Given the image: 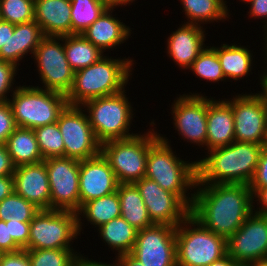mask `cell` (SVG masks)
<instances>
[{
	"label": "cell",
	"mask_w": 267,
	"mask_h": 266,
	"mask_svg": "<svg viewBox=\"0 0 267 266\" xmlns=\"http://www.w3.org/2000/svg\"><path fill=\"white\" fill-rule=\"evenodd\" d=\"M195 190L190 214L226 240L253 213L255 200L250 185L196 184Z\"/></svg>",
	"instance_id": "obj_1"
},
{
	"label": "cell",
	"mask_w": 267,
	"mask_h": 266,
	"mask_svg": "<svg viewBox=\"0 0 267 266\" xmlns=\"http://www.w3.org/2000/svg\"><path fill=\"white\" fill-rule=\"evenodd\" d=\"M264 145L234 141L197 161L196 184H245L254 178ZM210 152V153H209Z\"/></svg>",
	"instance_id": "obj_2"
},
{
	"label": "cell",
	"mask_w": 267,
	"mask_h": 266,
	"mask_svg": "<svg viewBox=\"0 0 267 266\" xmlns=\"http://www.w3.org/2000/svg\"><path fill=\"white\" fill-rule=\"evenodd\" d=\"M133 64V59L103 56L92 65L76 71L73 85L66 95L68 104L81 106L88 100L125 90Z\"/></svg>",
	"instance_id": "obj_3"
},
{
	"label": "cell",
	"mask_w": 267,
	"mask_h": 266,
	"mask_svg": "<svg viewBox=\"0 0 267 266\" xmlns=\"http://www.w3.org/2000/svg\"><path fill=\"white\" fill-rule=\"evenodd\" d=\"M169 143L167 137L161 135L150 145L145 177L158 183L164 190L174 193L191 209L194 192L186 193L196 186L197 161L190 163L179 159Z\"/></svg>",
	"instance_id": "obj_4"
},
{
	"label": "cell",
	"mask_w": 267,
	"mask_h": 266,
	"mask_svg": "<svg viewBox=\"0 0 267 266\" xmlns=\"http://www.w3.org/2000/svg\"><path fill=\"white\" fill-rule=\"evenodd\" d=\"M10 96L8 102L15 124L21 128L35 129L55 123L69 105L64 94L39 86H17Z\"/></svg>",
	"instance_id": "obj_5"
},
{
	"label": "cell",
	"mask_w": 267,
	"mask_h": 266,
	"mask_svg": "<svg viewBox=\"0 0 267 266\" xmlns=\"http://www.w3.org/2000/svg\"><path fill=\"white\" fill-rule=\"evenodd\" d=\"M125 91L94 98L81 105L82 109L87 110L89 123L100 144L136 135L129 132L134 111Z\"/></svg>",
	"instance_id": "obj_6"
},
{
	"label": "cell",
	"mask_w": 267,
	"mask_h": 266,
	"mask_svg": "<svg viewBox=\"0 0 267 266\" xmlns=\"http://www.w3.org/2000/svg\"><path fill=\"white\" fill-rule=\"evenodd\" d=\"M226 254L227 240L208 230L191 214L176 227L177 266H208Z\"/></svg>",
	"instance_id": "obj_7"
},
{
	"label": "cell",
	"mask_w": 267,
	"mask_h": 266,
	"mask_svg": "<svg viewBox=\"0 0 267 266\" xmlns=\"http://www.w3.org/2000/svg\"><path fill=\"white\" fill-rule=\"evenodd\" d=\"M159 132L148 131L101 144L100 153L108 161L119 184H134L145 177L150 145L160 136Z\"/></svg>",
	"instance_id": "obj_8"
},
{
	"label": "cell",
	"mask_w": 267,
	"mask_h": 266,
	"mask_svg": "<svg viewBox=\"0 0 267 266\" xmlns=\"http://www.w3.org/2000/svg\"><path fill=\"white\" fill-rule=\"evenodd\" d=\"M77 212L39 210L30 222L28 249H73L78 238Z\"/></svg>",
	"instance_id": "obj_9"
},
{
	"label": "cell",
	"mask_w": 267,
	"mask_h": 266,
	"mask_svg": "<svg viewBox=\"0 0 267 266\" xmlns=\"http://www.w3.org/2000/svg\"><path fill=\"white\" fill-rule=\"evenodd\" d=\"M33 58L42 88L66 96L73 85L75 71L67 61L63 36H45L37 46Z\"/></svg>",
	"instance_id": "obj_10"
},
{
	"label": "cell",
	"mask_w": 267,
	"mask_h": 266,
	"mask_svg": "<svg viewBox=\"0 0 267 266\" xmlns=\"http://www.w3.org/2000/svg\"><path fill=\"white\" fill-rule=\"evenodd\" d=\"M49 186L50 209L77 212L80 209V160L69 157L44 159Z\"/></svg>",
	"instance_id": "obj_11"
},
{
	"label": "cell",
	"mask_w": 267,
	"mask_h": 266,
	"mask_svg": "<svg viewBox=\"0 0 267 266\" xmlns=\"http://www.w3.org/2000/svg\"><path fill=\"white\" fill-rule=\"evenodd\" d=\"M64 142V157L85 160L100 154L97 141L85 110L68 105L57 121Z\"/></svg>",
	"instance_id": "obj_12"
},
{
	"label": "cell",
	"mask_w": 267,
	"mask_h": 266,
	"mask_svg": "<svg viewBox=\"0 0 267 266\" xmlns=\"http://www.w3.org/2000/svg\"><path fill=\"white\" fill-rule=\"evenodd\" d=\"M130 254L144 266H177L176 227L154 224L138 230Z\"/></svg>",
	"instance_id": "obj_13"
},
{
	"label": "cell",
	"mask_w": 267,
	"mask_h": 266,
	"mask_svg": "<svg viewBox=\"0 0 267 266\" xmlns=\"http://www.w3.org/2000/svg\"><path fill=\"white\" fill-rule=\"evenodd\" d=\"M227 254L240 266L267 259V216L253 212L227 239Z\"/></svg>",
	"instance_id": "obj_14"
},
{
	"label": "cell",
	"mask_w": 267,
	"mask_h": 266,
	"mask_svg": "<svg viewBox=\"0 0 267 266\" xmlns=\"http://www.w3.org/2000/svg\"><path fill=\"white\" fill-rule=\"evenodd\" d=\"M191 94V95H190ZM171 106L173 124L183 140L205 147L207 139L208 98L198 93L179 95Z\"/></svg>",
	"instance_id": "obj_15"
},
{
	"label": "cell",
	"mask_w": 267,
	"mask_h": 266,
	"mask_svg": "<svg viewBox=\"0 0 267 266\" xmlns=\"http://www.w3.org/2000/svg\"><path fill=\"white\" fill-rule=\"evenodd\" d=\"M235 141L264 145L267 136V110L255 94L232 98Z\"/></svg>",
	"instance_id": "obj_16"
},
{
	"label": "cell",
	"mask_w": 267,
	"mask_h": 266,
	"mask_svg": "<svg viewBox=\"0 0 267 266\" xmlns=\"http://www.w3.org/2000/svg\"><path fill=\"white\" fill-rule=\"evenodd\" d=\"M134 185L139 190L154 224L177 227L190 214V209L174 193L164 190L155 181L143 177Z\"/></svg>",
	"instance_id": "obj_17"
},
{
	"label": "cell",
	"mask_w": 267,
	"mask_h": 266,
	"mask_svg": "<svg viewBox=\"0 0 267 266\" xmlns=\"http://www.w3.org/2000/svg\"><path fill=\"white\" fill-rule=\"evenodd\" d=\"M118 184L114 171L101 153L96 157L80 160V207L90 200L116 192Z\"/></svg>",
	"instance_id": "obj_18"
},
{
	"label": "cell",
	"mask_w": 267,
	"mask_h": 266,
	"mask_svg": "<svg viewBox=\"0 0 267 266\" xmlns=\"http://www.w3.org/2000/svg\"><path fill=\"white\" fill-rule=\"evenodd\" d=\"M14 192L40 210H50V186L44 160L15 167Z\"/></svg>",
	"instance_id": "obj_19"
},
{
	"label": "cell",
	"mask_w": 267,
	"mask_h": 266,
	"mask_svg": "<svg viewBox=\"0 0 267 266\" xmlns=\"http://www.w3.org/2000/svg\"><path fill=\"white\" fill-rule=\"evenodd\" d=\"M204 28L194 24H184L173 31L167 39V56L181 69H189L193 61L205 49Z\"/></svg>",
	"instance_id": "obj_20"
},
{
	"label": "cell",
	"mask_w": 267,
	"mask_h": 266,
	"mask_svg": "<svg viewBox=\"0 0 267 266\" xmlns=\"http://www.w3.org/2000/svg\"><path fill=\"white\" fill-rule=\"evenodd\" d=\"M235 141L232 99H208L205 150L225 147Z\"/></svg>",
	"instance_id": "obj_21"
},
{
	"label": "cell",
	"mask_w": 267,
	"mask_h": 266,
	"mask_svg": "<svg viewBox=\"0 0 267 266\" xmlns=\"http://www.w3.org/2000/svg\"><path fill=\"white\" fill-rule=\"evenodd\" d=\"M114 7H108L81 34L103 53L123 44L131 35V28L112 15ZM117 45V46H116Z\"/></svg>",
	"instance_id": "obj_22"
},
{
	"label": "cell",
	"mask_w": 267,
	"mask_h": 266,
	"mask_svg": "<svg viewBox=\"0 0 267 266\" xmlns=\"http://www.w3.org/2000/svg\"><path fill=\"white\" fill-rule=\"evenodd\" d=\"M34 20L45 36L71 35L70 0H34Z\"/></svg>",
	"instance_id": "obj_23"
},
{
	"label": "cell",
	"mask_w": 267,
	"mask_h": 266,
	"mask_svg": "<svg viewBox=\"0 0 267 266\" xmlns=\"http://www.w3.org/2000/svg\"><path fill=\"white\" fill-rule=\"evenodd\" d=\"M45 37L41 27L33 20L14 25V32L9 34L6 51H0V59L11 62L17 67L26 54H34L37 46Z\"/></svg>",
	"instance_id": "obj_24"
},
{
	"label": "cell",
	"mask_w": 267,
	"mask_h": 266,
	"mask_svg": "<svg viewBox=\"0 0 267 266\" xmlns=\"http://www.w3.org/2000/svg\"><path fill=\"white\" fill-rule=\"evenodd\" d=\"M5 145L15 167L44 160L33 129L17 127Z\"/></svg>",
	"instance_id": "obj_25"
},
{
	"label": "cell",
	"mask_w": 267,
	"mask_h": 266,
	"mask_svg": "<svg viewBox=\"0 0 267 266\" xmlns=\"http://www.w3.org/2000/svg\"><path fill=\"white\" fill-rule=\"evenodd\" d=\"M212 47L217 53L225 79L230 78L235 81L249 75L253 65V53L246 46L233 43Z\"/></svg>",
	"instance_id": "obj_26"
},
{
	"label": "cell",
	"mask_w": 267,
	"mask_h": 266,
	"mask_svg": "<svg viewBox=\"0 0 267 266\" xmlns=\"http://www.w3.org/2000/svg\"><path fill=\"white\" fill-rule=\"evenodd\" d=\"M117 193L120 201L121 216L137 230L154 225L151 221L144 200L134 184H118Z\"/></svg>",
	"instance_id": "obj_27"
},
{
	"label": "cell",
	"mask_w": 267,
	"mask_h": 266,
	"mask_svg": "<svg viewBox=\"0 0 267 266\" xmlns=\"http://www.w3.org/2000/svg\"><path fill=\"white\" fill-rule=\"evenodd\" d=\"M82 218H86L90 224L99 228L101 225L108 223L114 218L121 216L120 201L118 193L113 192L109 195L102 196L84 203L77 211L78 232L82 231Z\"/></svg>",
	"instance_id": "obj_28"
},
{
	"label": "cell",
	"mask_w": 267,
	"mask_h": 266,
	"mask_svg": "<svg viewBox=\"0 0 267 266\" xmlns=\"http://www.w3.org/2000/svg\"><path fill=\"white\" fill-rule=\"evenodd\" d=\"M102 241L117 255L129 254L132 252L137 238L138 230L130 225L122 216L117 217L97 228Z\"/></svg>",
	"instance_id": "obj_29"
},
{
	"label": "cell",
	"mask_w": 267,
	"mask_h": 266,
	"mask_svg": "<svg viewBox=\"0 0 267 266\" xmlns=\"http://www.w3.org/2000/svg\"><path fill=\"white\" fill-rule=\"evenodd\" d=\"M64 50L70 67L76 72L99 61L103 52L82 34L63 36Z\"/></svg>",
	"instance_id": "obj_30"
},
{
	"label": "cell",
	"mask_w": 267,
	"mask_h": 266,
	"mask_svg": "<svg viewBox=\"0 0 267 266\" xmlns=\"http://www.w3.org/2000/svg\"><path fill=\"white\" fill-rule=\"evenodd\" d=\"M188 18L186 24L201 25L229 18V9L224 0H180ZM218 20V21H217Z\"/></svg>",
	"instance_id": "obj_31"
},
{
	"label": "cell",
	"mask_w": 267,
	"mask_h": 266,
	"mask_svg": "<svg viewBox=\"0 0 267 266\" xmlns=\"http://www.w3.org/2000/svg\"><path fill=\"white\" fill-rule=\"evenodd\" d=\"M71 34H81L109 7L106 0H71Z\"/></svg>",
	"instance_id": "obj_32"
},
{
	"label": "cell",
	"mask_w": 267,
	"mask_h": 266,
	"mask_svg": "<svg viewBox=\"0 0 267 266\" xmlns=\"http://www.w3.org/2000/svg\"><path fill=\"white\" fill-rule=\"evenodd\" d=\"M39 210L34 204L13 192L0 202V220L31 222Z\"/></svg>",
	"instance_id": "obj_33"
},
{
	"label": "cell",
	"mask_w": 267,
	"mask_h": 266,
	"mask_svg": "<svg viewBox=\"0 0 267 266\" xmlns=\"http://www.w3.org/2000/svg\"><path fill=\"white\" fill-rule=\"evenodd\" d=\"M26 251L31 266H74L82 256L74 249H28Z\"/></svg>",
	"instance_id": "obj_34"
},
{
	"label": "cell",
	"mask_w": 267,
	"mask_h": 266,
	"mask_svg": "<svg viewBox=\"0 0 267 266\" xmlns=\"http://www.w3.org/2000/svg\"><path fill=\"white\" fill-rule=\"evenodd\" d=\"M33 130L43 159L64 157V142L57 122Z\"/></svg>",
	"instance_id": "obj_35"
},
{
	"label": "cell",
	"mask_w": 267,
	"mask_h": 266,
	"mask_svg": "<svg viewBox=\"0 0 267 266\" xmlns=\"http://www.w3.org/2000/svg\"><path fill=\"white\" fill-rule=\"evenodd\" d=\"M189 69L197 77L210 82L226 80L217 53L211 46H207L198 55Z\"/></svg>",
	"instance_id": "obj_36"
},
{
	"label": "cell",
	"mask_w": 267,
	"mask_h": 266,
	"mask_svg": "<svg viewBox=\"0 0 267 266\" xmlns=\"http://www.w3.org/2000/svg\"><path fill=\"white\" fill-rule=\"evenodd\" d=\"M0 19L11 24L34 20V0H0Z\"/></svg>",
	"instance_id": "obj_37"
},
{
	"label": "cell",
	"mask_w": 267,
	"mask_h": 266,
	"mask_svg": "<svg viewBox=\"0 0 267 266\" xmlns=\"http://www.w3.org/2000/svg\"><path fill=\"white\" fill-rule=\"evenodd\" d=\"M17 69L15 64L0 59V101H8L7 94L16 90L17 87L14 90L12 88L15 82L14 77L17 76Z\"/></svg>",
	"instance_id": "obj_38"
},
{
	"label": "cell",
	"mask_w": 267,
	"mask_h": 266,
	"mask_svg": "<svg viewBox=\"0 0 267 266\" xmlns=\"http://www.w3.org/2000/svg\"><path fill=\"white\" fill-rule=\"evenodd\" d=\"M17 128L8 101H0V144H6L8 136Z\"/></svg>",
	"instance_id": "obj_39"
},
{
	"label": "cell",
	"mask_w": 267,
	"mask_h": 266,
	"mask_svg": "<svg viewBox=\"0 0 267 266\" xmlns=\"http://www.w3.org/2000/svg\"><path fill=\"white\" fill-rule=\"evenodd\" d=\"M9 230L14 242L21 248L28 250L30 236V222L9 220Z\"/></svg>",
	"instance_id": "obj_40"
},
{
	"label": "cell",
	"mask_w": 267,
	"mask_h": 266,
	"mask_svg": "<svg viewBox=\"0 0 267 266\" xmlns=\"http://www.w3.org/2000/svg\"><path fill=\"white\" fill-rule=\"evenodd\" d=\"M0 266H31L25 249L16 252L0 253Z\"/></svg>",
	"instance_id": "obj_41"
},
{
	"label": "cell",
	"mask_w": 267,
	"mask_h": 266,
	"mask_svg": "<svg viewBox=\"0 0 267 266\" xmlns=\"http://www.w3.org/2000/svg\"><path fill=\"white\" fill-rule=\"evenodd\" d=\"M250 187H267V147L264 146Z\"/></svg>",
	"instance_id": "obj_42"
},
{
	"label": "cell",
	"mask_w": 267,
	"mask_h": 266,
	"mask_svg": "<svg viewBox=\"0 0 267 266\" xmlns=\"http://www.w3.org/2000/svg\"><path fill=\"white\" fill-rule=\"evenodd\" d=\"M21 248L14 242L9 230V221L0 220V253L16 252Z\"/></svg>",
	"instance_id": "obj_43"
},
{
	"label": "cell",
	"mask_w": 267,
	"mask_h": 266,
	"mask_svg": "<svg viewBox=\"0 0 267 266\" xmlns=\"http://www.w3.org/2000/svg\"><path fill=\"white\" fill-rule=\"evenodd\" d=\"M253 193V199H257V205L260 206L255 209L253 206V212L259 215L267 216V187H250ZM259 201V202H258Z\"/></svg>",
	"instance_id": "obj_44"
},
{
	"label": "cell",
	"mask_w": 267,
	"mask_h": 266,
	"mask_svg": "<svg viewBox=\"0 0 267 266\" xmlns=\"http://www.w3.org/2000/svg\"><path fill=\"white\" fill-rule=\"evenodd\" d=\"M250 6V11L249 16L252 18H257L260 20L263 18L264 19V25L262 28H264V31L267 30V0H252L249 3ZM262 17V18H261Z\"/></svg>",
	"instance_id": "obj_45"
},
{
	"label": "cell",
	"mask_w": 267,
	"mask_h": 266,
	"mask_svg": "<svg viewBox=\"0 0 267 266\" xmlns=\"http://www.w3.org/2000/svg\"><path fill=\"white\" fill-rule=\"evenodd\" d=\"M15 166L8 153L7 146L0 144V176L13 175Z\"/></svg>",
	"instance_id": "obj_46"
},
{
	"label": "cell",
	"mask_w": 267,
	"mask_h": 266,
	"mask_svg": "<svg viewBox=\"0 0 267 266\" xmlns=\"http://www.w3.org/2000/svg\"><path fill=\"white\" fill-rule=\"evenodd\" d=\"M14 192L13 175L0 176V202Z\"/></svg>",
	"instance_id": "obj_47"
},
{
	"label": "cell",
	"mask_w": 267,
	"mask_h": 266,
	"mask_svg": "<svg viewBox=\"0 0 267 266\" xmlns=\"http://www.w3.org/2000/svg\"><path fill=\"white\" fill-rule=\"evenodd\" d=\"M14 32V24L0 19V51H6L9 34Z\"/></svg>",
	"instance_id": "obj_48"
},
{
	"label": "cell",
	"mask_w": 267,
	"mask_h": 266,
	"mask_svg": "<svg viewBox=\"0 0 267 266\" xmlns=\"http://www.w3.org/2000/svg\"><path fill=\"white\" fill-rule=\"evenodd\" d=\"M115 257H116L115 263L113 262L114 266H144L137 259H135L130 253Z\"/></svg>",
	"instance_id": "obj_49"
},
{
	"label": "cell",
	"mask_w": 267,
	"mask_h": 266,
	"mask_svg": "<svg viewBox=\"0 0 267 266\" xmlns=\"http://www.w3.org/2000/svg\"><path fill=\"white\" fill-rule=\"evenodd\" d=\"M264 71L262 75L260 74V84L262 87V92L259 91V93H255V94L261 99L263 106L267 110V69L265 68Z\"/></svg>",
	"instance_id": "obj_50"
},
{
	"label": "cell",
	"mask_w": 267,
	"mask_h": 266,
	"mask_svg": "<svg viewBox=\"0 0 267 266\" xmlns=\"http://www.w3.org/2000/svg\"><path fill=\"white\" fill-rule=\"evenodd\" d=\"M74 266H114L112 263L96 262L95 260H89L88 257L81 256L74 264Z\"/></svg>",
	"instance_id": "obj_51"
},
{
	"label": "cell",
	"mask_w": 267,
	"mask_h": 266,
	"mask_svg": "<svg viewBox=\"0 0 267 266\" xmlns=\"http://www.w3.org/2000/svg\"><path fill=\"white\" fill-rule=\"evenodd\" d=\"M208 266H240L231 256L226 254Z\"/></svg>",
	"instance_id": "obj_52"
},
{
	"label": "cell",
	"mask_w": 267,
	"mask_h": 266,
	"mask_svg": "<svg viewBox=\"0 0 267 266\" xmlns=\"http://www.w3.org/2000/svg\"><path fill=\"white\" fill-rule=\"evenodd\" d=\"M133 1H135V0H106V2L109 5V7H114V8H116L117 6L118 7L119 6L122 7V5L125 6L127 4L130 5L131 3H133Z\"/></svg>",
	"instance_id": "obj_53"
},
{
	"label": "cell",
	"mask_w": 267,
	"mask_h": 266,
	"mask_svg": "<svg viewBox=\"0 0 267 266\" xmlns=\"http://www.w3.org/2000/svg\"><path fill=\"white\" fill-rule=\"evenodd\" d=\"M246 266H267V259L253 262V263H250Z\"/></svg>",
	"instance_id": "obj_54"
},
{
	"label": "cell",
	"mask_w": 267,
	"mask_h": 266,
	"mask_svg": "<svg viewBox=\"0 0 267 266\" xmlns=\"http://www.w3.org/2000/svg\"><path fill=\"white\" fill-rule=\"evenodd\" d=\"M264 35V41L265 42H263L264 43V45H265V47H263L265 50H263V52H265V57H264V59H265V63L267 64V30L265 31V33L263 34ZM266 35V36H265ZM265 68H267V66L265 67Z\"/></svg>",
	"instance_id": "obj_55"
},
{
	"label": "cell",
	"mask_w": 267,
	"mask_h": 266,
	"mask_svg": "<svg viewBox=\"0 0 267 266\" xmlns=\"http://www.w3.org/2000/svg\"><path fill=\"white\" fill-rule=\"evenodd\" d=\"M244 3H250L252 0H242Z\"/></svg>",
	"instance_id": "obj_56"
},
{
	"label": "cell",
	"mask_w": 267,
	"mask_h": 266,
	"mask_svg": "<svg viewBox=\"0 0 267 266\" xmlns=\"http://www.w3.org/2000/svg\"><path fill=\"white\" fill-rule=\"evenodd\" d=\"M264 146H266V147H267V136H266V141H265V144H264Z\"/></svg>",
	"instance_id": "obj_57"
}]
</instances>
